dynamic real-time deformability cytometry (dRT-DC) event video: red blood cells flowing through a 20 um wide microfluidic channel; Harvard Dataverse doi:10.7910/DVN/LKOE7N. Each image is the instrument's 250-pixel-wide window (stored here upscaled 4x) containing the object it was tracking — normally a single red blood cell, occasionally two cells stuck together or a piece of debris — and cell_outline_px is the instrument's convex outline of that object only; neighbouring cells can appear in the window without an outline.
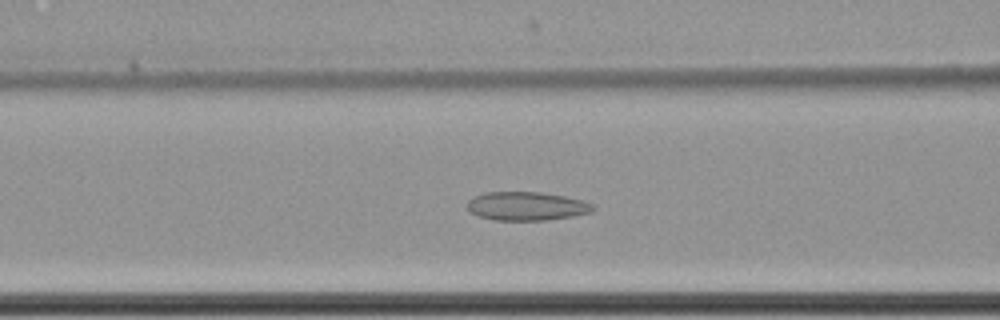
{"species": "common noctule bat (a hibernating species)", "species_latin": "Nyctalus noctula", "temperature_condition": "cold", "stored_images_in_passage": 56, "camera_frame_rate_fps": 3000, "um_per_image_px": 0.085, "animal": {"sex": "female", "body_mass_g": 22.7, "forearm_length_mm": 54.2}, "frame": {"image": 1, "passage_image": 28, "time_ms": 9.0, "image_size_px": [1000, 320], "cell_outline_px": [[596, 208], [592, 212], [572, 216], [544, 220], [496, 220], [480, 216], [468, 212], [468, 200], [472, 196], [484, 192], [540, 192], [564, 196], [580, 200], [592, 204]], "centroid_in_image_um": [44.73, 17.51], "position_along_channel_um": 121.9, "area_um2": 20.92}}
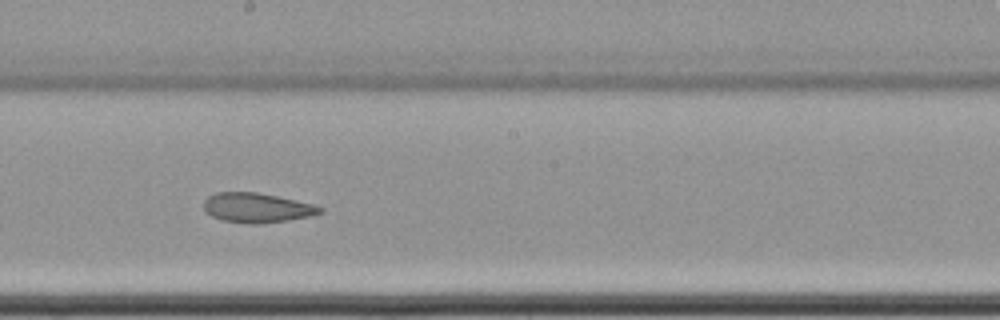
{"frame": {"image": 2, "passage_image": 37, "time_ms": 12.0, "image_size_px": [1000, 320], "cell_outline_px": [[324, 212], [308, 216], [288, 220], [260, 224], [248, 224], [224, 220], [212, 216], [204, 212], [204, 200], [208, 196], [216, 192], [256, 192], [276, 196], [312, 204], [324, 208]], "centroid_in_image_um": [21.81, 17.66], "position_along_channel_um": 226.4, "area_um2": 20.0}}
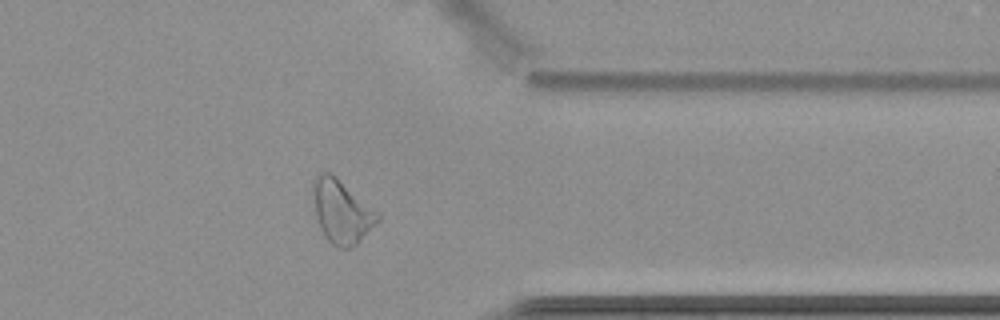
{"frame": {"image": 3, "passage_image": 51, "time_ms": 16.667, "image_size_px": [1000, 320], "cell_outline_px": [[380, 220], [352, 248], [340, 248], [332, 244], [324, 236], [320, 228], [316, 216], [312, 192], [312, 184], [316, 176], [320, 172], [332, 172], [376, 212], [380, 216]], "centroid_in_image_um": [29.0, 17.97], "position_along_channel_um": 382.4, "area_um2": 23.58}}